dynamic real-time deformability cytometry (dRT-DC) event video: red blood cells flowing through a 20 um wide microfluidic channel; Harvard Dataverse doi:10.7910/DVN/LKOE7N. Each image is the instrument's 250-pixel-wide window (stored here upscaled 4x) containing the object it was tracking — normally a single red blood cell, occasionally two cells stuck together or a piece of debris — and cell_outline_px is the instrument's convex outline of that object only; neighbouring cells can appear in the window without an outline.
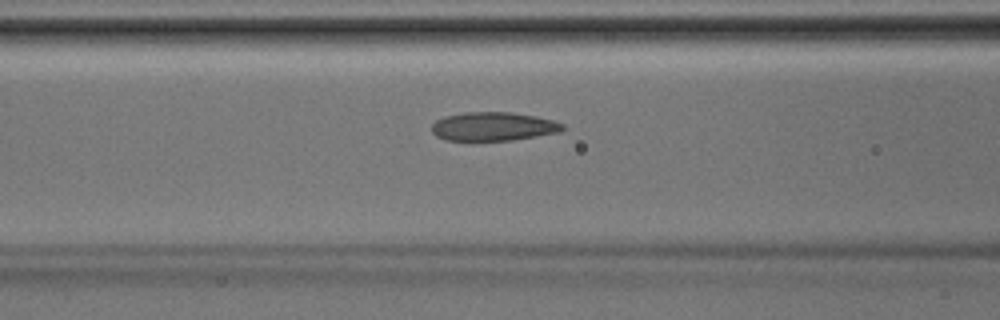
{"species": "Egyptian fruit bat (a non-hibernating species)", "species_latin": "Rousettus aegyptiacus", "temperature_condition": "room temperature", "stored_images_in_passage": 40, "camera_frame_rate_fps": 3000, "um_per_image_px": 0.085, "animal": {"sex": "male"}, "frame": {"image": 1, "passage_image": 16, "time_ms": 5.0, "image_size_px": [1000, 320], "cell_outline_px": [[564, 128], [560, 132], [512, 140], [444, 140], [436, 136], [432, 132], [432, 124], [436, 120], [444, 116], [464, 112], [512, 112], [536, 116], [552, 120], [564, 124]], "centroid_in_image_um": [41.91, 10.74], "position_along_channel_um": 124.7, "area_um2": 21.91}}
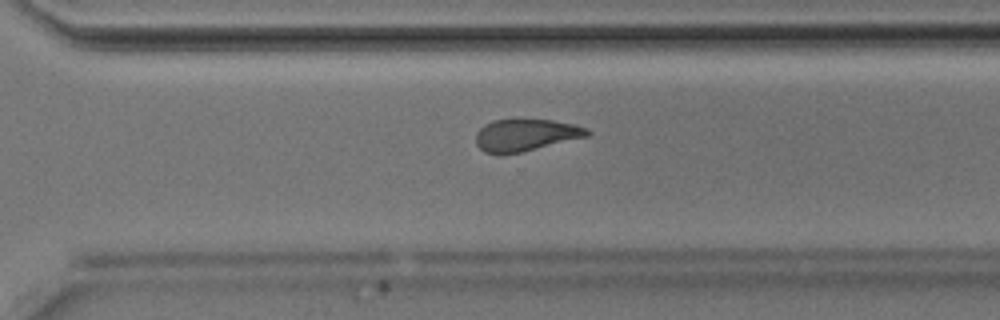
{"frame": {"image": 2, "passage_image": 28, "time_ms": 9.0, "image_size_px": [1000, 320], "cell_outline_px": [[592, 132], [588, 136], [520, 152], [484, 152], [476, 144], [476, 132], [484, 124], [492, 120], [552, 120], [572, 124], [588, 128]], "centroid_in_image_um": [44.69, 11.45], "position_along_channel_um": 325.9, "area_um2": 20.29}}
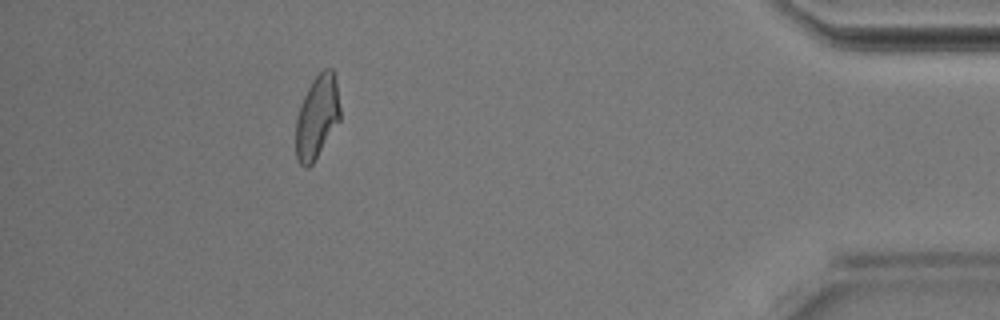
{"frame": {"image": 3, "passage_image": 36, "time_ms": 11.667, "image_size_px": [1000, 320], "cell_outline_px": [[340, 120], [312, 164], [308, 168], [304, 168], [296, 160], [296, 120], [300, 104], [312, 80], [324, 68], [332, 68], [336, 84], [340, 108]], "centroid_in_image_um": [26.93, 9.96], "position_along_channel_um": 408.3, "area_um2": 21.33}}